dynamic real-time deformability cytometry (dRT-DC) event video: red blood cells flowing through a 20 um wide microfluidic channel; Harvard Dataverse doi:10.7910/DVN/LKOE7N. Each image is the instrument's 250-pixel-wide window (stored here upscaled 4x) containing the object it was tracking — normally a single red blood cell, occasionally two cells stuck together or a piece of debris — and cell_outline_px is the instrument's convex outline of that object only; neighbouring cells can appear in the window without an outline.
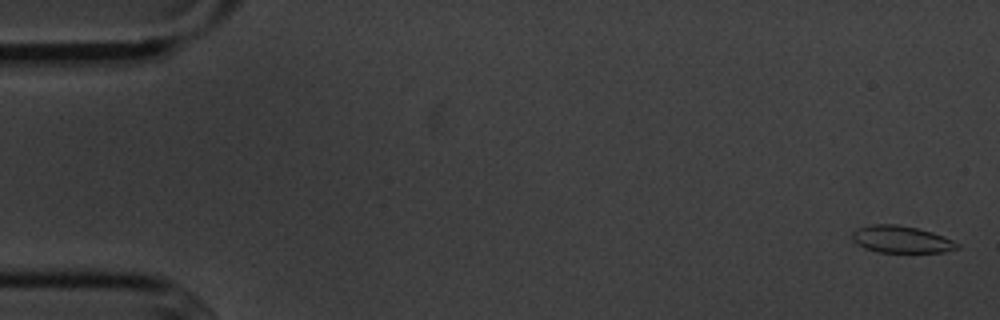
{"species": "common noctule bat (a hibernating species)", "species_latin": "Nyctalus noctula", "temperature_condition": "cold", "stored_images_in_passage": 56, "camera_frame_rate_fps": 3000, "um_per_image_px": 0.085, "animal": {"sex": "male", "body_mass_g": 20.1, "forearm_length_mm": 53.5}, "frame": {"image": 1, "passage_image": 2, "time_ms": 0.333, "image_size_px": [1000, 320], "cell_outline_px": [[960, 248], [944, 252], [880, 252], [864, 248], [852, 240], [852, 232], [856, 228], [872, 224], [896, 224], [916, 228], [932, 232], [944, 236], [960, 244]], "centroid_in_image_um": [76.61, 20.34], "position_along_channel_um": 8.4, "area_um2": 16.59}}
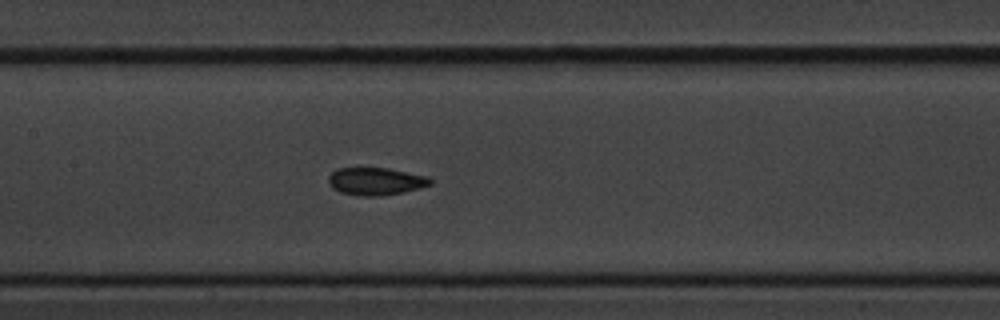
{"frame": {"image": 2, "passage_image": 27, "time_ms": 8.667, "image_size_px": [1000, 320], "cell_outline_px": [[432, 184], [420, 188], [380, 196], [360, 196], [340, 192], [332, 188], [328, 180], [328, 176], [336, 168], [388, 168], [428, 176], [432, 180]], "centroid_in_image_um": [31.93, 15.4], "position_along_channel_um": 175.5, "area_um2": 16.36}}
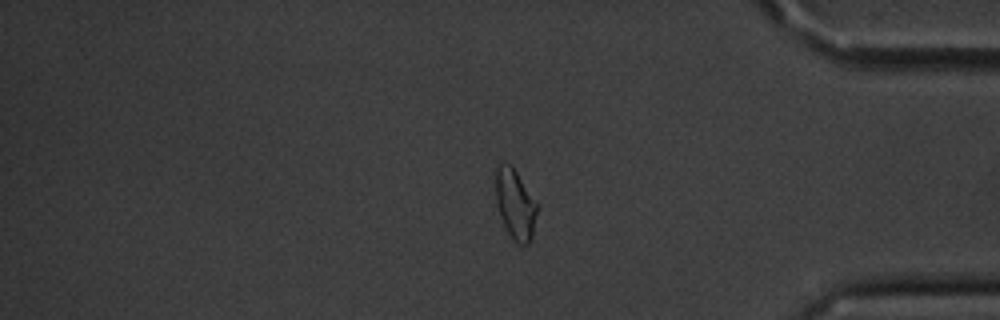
{"frame": {"image": 3, "passage_image": 47, "time_ms": 15.333, "image_size_px": [1000, 320], "cell_outline_px": [[536, 212], [532, 236], [528, 244], [520, 244], [508, 232], [500, 216], [496, 200], [496, 168], [500, 164], [512, 164], [536, 200]], "centroid_in_image_um": [43.79, 17.31], "position_along_channel_um": 391.4, "area_um2": 16.53}, "authors_computed_cell_mechanics": {"area_um2": 16.6175, "velocity_mm_per_s": 3.5938, "shape_relaxation_time_tau1_ms": 5.5345, "shape_relaxation_time_tau2_ms": 1.9772, "deformation_change_tau1": 0.128, "deformation_change_tau2": 0.0474}}